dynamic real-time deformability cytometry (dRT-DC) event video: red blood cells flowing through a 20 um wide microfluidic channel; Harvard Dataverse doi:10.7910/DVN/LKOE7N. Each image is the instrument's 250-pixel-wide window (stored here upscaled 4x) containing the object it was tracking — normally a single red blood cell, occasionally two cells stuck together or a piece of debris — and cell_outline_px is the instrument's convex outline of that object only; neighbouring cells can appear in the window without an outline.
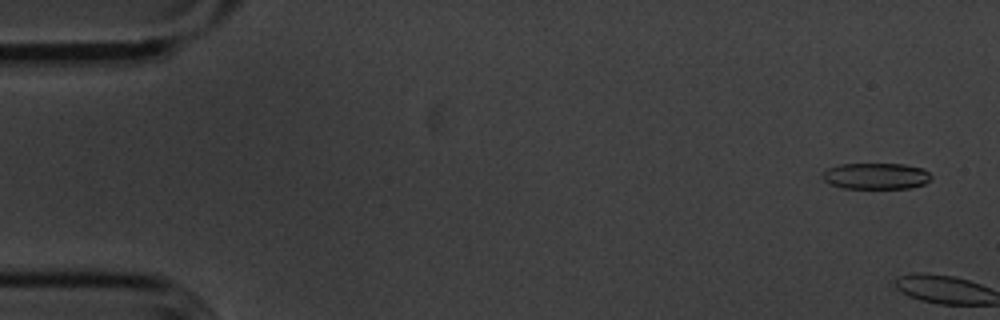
{"species": "common noctule bat (a hibernating species)", "species_latin": "Nyctalus noctula", "temperature_condition": "cold", "stored_images_in_passage": 5, "camera_frame_rate_fps": 3000, "um_per_image_px": 0.085, "animal": {"sex": "male", "body_mass_g": 20.1, "forearm_length_mm": 53.5}, "frame": {"image": 1, "passage_image": 3, "time_ms": 0.667, "image_size_px": [1000, 320], "cell_outline_px": [[932, 180], [924, 184], [908, 188], [844, 188], [832, 184], [824, 180], [820, 176], [820, 172], [828, 168], [840, 164], [904, 164], [924, 168], [932, 176]], "centroid_in_image_um": [74.46, 14.96], "position_along_channel_um": 10.5, "area_um2": 16.76}}